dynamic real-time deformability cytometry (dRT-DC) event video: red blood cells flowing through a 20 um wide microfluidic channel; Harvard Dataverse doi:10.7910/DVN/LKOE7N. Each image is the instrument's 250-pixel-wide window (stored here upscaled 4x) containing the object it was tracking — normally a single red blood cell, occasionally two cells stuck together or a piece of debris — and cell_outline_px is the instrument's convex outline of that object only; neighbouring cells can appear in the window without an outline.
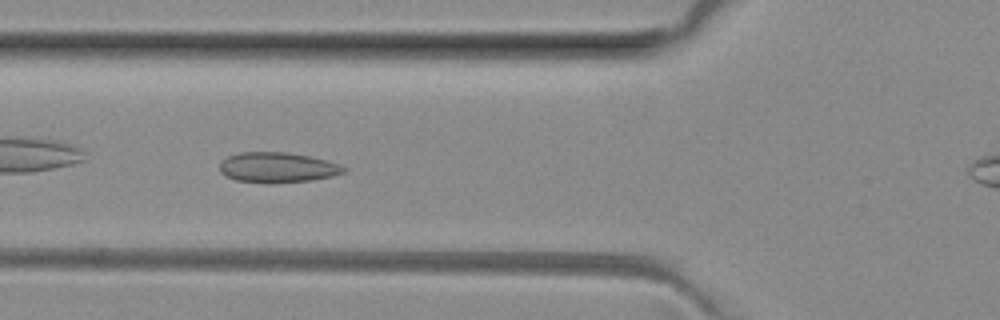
{"species": "common noctule bat (a hibernating species)", "species_latin": "Nyctalus noctula", "temperature_condition": "room temperature", "stored_images_in_passage": 34, "camera_frame_rate_fps": 3000, "um_per_image_px": 0.085, "animal": {"sex": "female", "body_mass_g": 29.2, "forearm_length_mm": 56.3}, "frame": {"image": 1, "passage_image": 8, "time_ms": 2.333, "image_size_px": [1000, 320], "cell_outline_px": [[348, 168], [344, 172], [332, 176], [312, 180], [272, 184], [268, 184], [236, 180], [224, 176], [220, 172], [220, 160], [228, 156], [240, 152], [288, 152], [328, 160], [340, 164]], "centroid_in_image_um": [23.57, 14.24], "position_along_channel_um": 102.2, "area_um2": 22.25}}
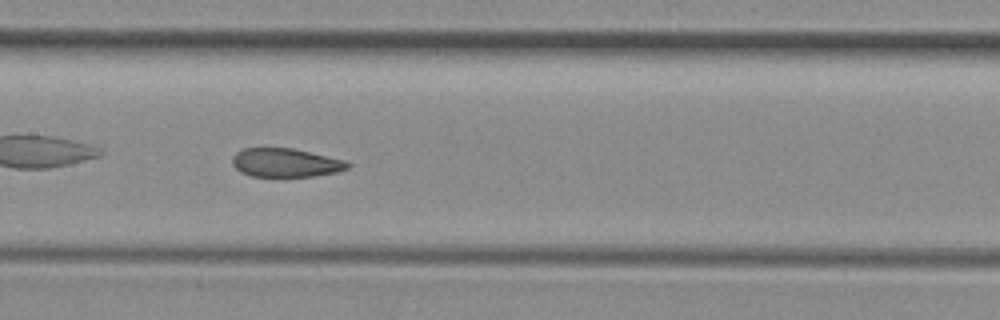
{"frame": {"image": 2, "passage_image": 14, "time_ms": 4.333, "image_size_px": [1000, 320], "cell_outline_px": [[352, 164], [348, 168], [336, 172], [312, 176], [252, 176], [240, 172], [232, 164], [232, 156], [236, 152], [244, 148], [292, 148], [348, 160]], "centroid_in_image_um": [24.3, 13.82], "position_along_channel_um": 183.1, "area_um2": 19.36}}
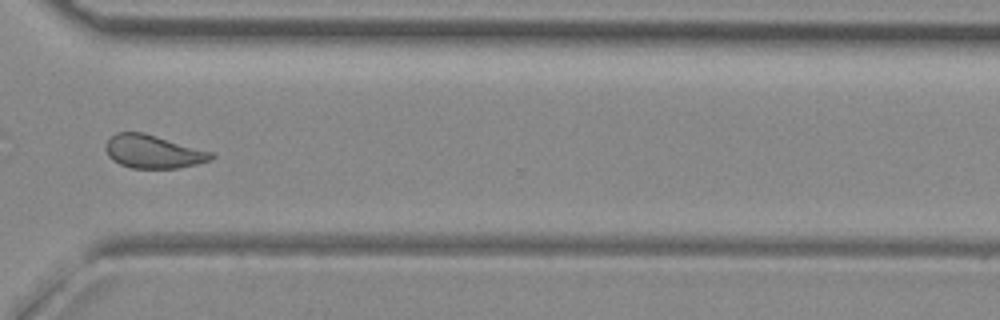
{"frame": {"image": 3, "passage_image": 27, "time_ms": 8.667, "image_size_px": [1000, 320], "cell_outline_px": [[216, 156], [212, 160], [196, 164], [176, 168], [132, 168], [120, 164], [112, 160], [108, 156], [104, 148], [104, 144], [116, 132], [144, 132], [216, 152]], "centroid_in_image_um": [13.06, 12.88], "position_along_channel_um": 357.5, "area_um2": 20.87}}